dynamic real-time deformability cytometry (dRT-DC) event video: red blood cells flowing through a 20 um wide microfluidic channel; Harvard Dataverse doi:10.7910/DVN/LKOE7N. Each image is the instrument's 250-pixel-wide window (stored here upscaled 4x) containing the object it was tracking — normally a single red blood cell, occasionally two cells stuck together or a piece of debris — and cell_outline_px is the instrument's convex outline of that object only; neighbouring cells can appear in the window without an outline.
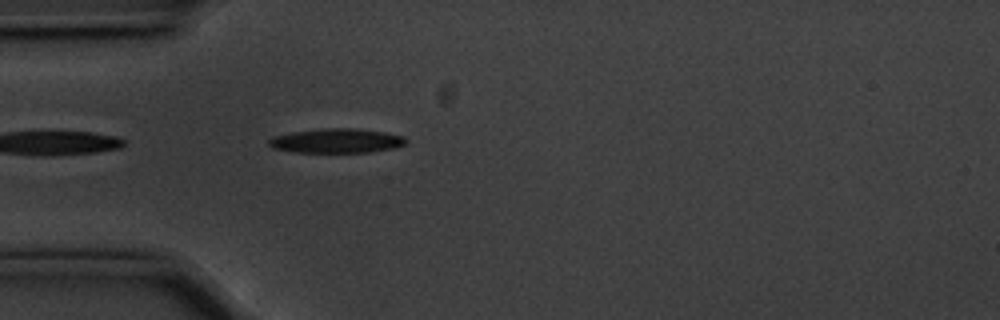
{"species": "common noctule bat (a hibernating species)", "species_latin": "Nyctalus noctula", "temperature_condition": "cold", "stored_images_in_passage": 5, "camera_frame_rate_fps": 3000, "um_per_image_px": 0.085, "animal": {"sex": "male", "body_mass_g": 20.1, "forearm_length_mm": 53.5}, "frame": {"image": 1, "passage_image": 1, "time_ms": 0.0, "image_size_px": [1000, 320], "cell_outline_px": [[408, 140], [404, 144], [392, 148], [368, 152], [296, 152], [272, 148], [268, 144], [268, 140], [272, 136], [292, 132], [324, 128], [356, 128], [384, 132], [404, 136]], "centroid_in_image_um": [28.58, 11.96], "position_along_channel_um": 56.4, "area_um2": 19.42}}